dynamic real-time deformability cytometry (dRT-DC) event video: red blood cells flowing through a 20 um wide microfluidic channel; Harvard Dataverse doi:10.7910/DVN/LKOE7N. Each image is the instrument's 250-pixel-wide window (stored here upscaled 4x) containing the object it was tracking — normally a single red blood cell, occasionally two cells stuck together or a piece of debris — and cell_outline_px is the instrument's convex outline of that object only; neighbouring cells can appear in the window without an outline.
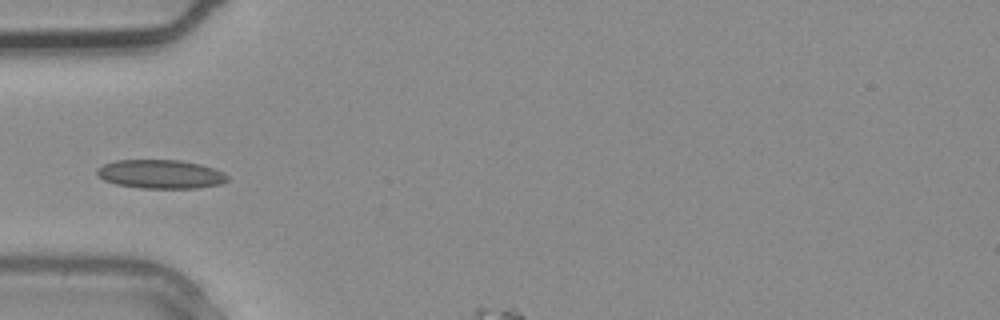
{"species": "common noctule bat (a hibernating species)", "species_latin": "Nyctalus noctula", "temperature_condition": "warm", "stored_images_in_passage": 4, "segment_of_instrument_passage": [1, 2], "camera_frame_rate_fps": 3000, "um_per_image_px": 0.085, "animal": {"sex": "male", "body_mass_g": 20.4}, "frame": {"image": 1, "passage_image": 3, "time_ms": 0.667, "image_size_px": [1000, 320], "cell_outline_px": [[228, 180], [220, 184], [200, 188], [140, 188], [116, 184], [104, 180], [96, 172], [96, 168], [104, 164], [116, 160], [180, 160], [200, 164], [224, 172], [228, 176]], "centroid_in_image_um": [13.66, 14.8], "position_along_channel_um": 71.3, "area_um2": 21.91}}